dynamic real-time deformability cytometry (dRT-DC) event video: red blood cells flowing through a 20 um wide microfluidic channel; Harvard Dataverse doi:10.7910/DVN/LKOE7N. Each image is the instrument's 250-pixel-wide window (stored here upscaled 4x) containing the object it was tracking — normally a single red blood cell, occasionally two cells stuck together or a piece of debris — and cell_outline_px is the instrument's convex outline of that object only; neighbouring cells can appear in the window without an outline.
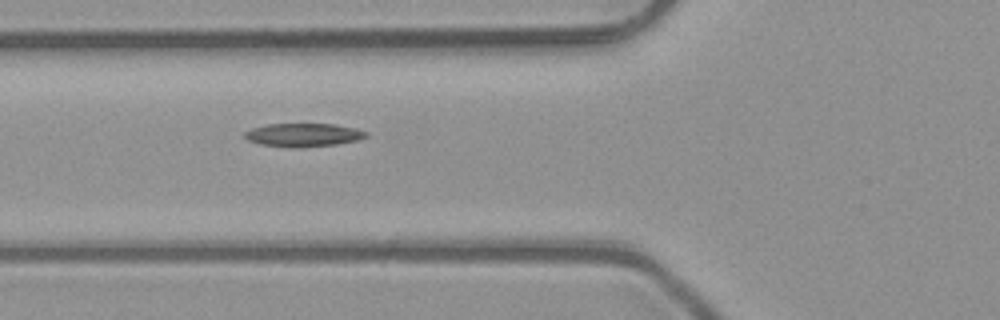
{"species": "common noctule bat (a hibernating species)", "species_latin": "Nyctalus noctula", "temperature_condition": "room temperature", "stored_images_in_passage": 3, "camera_frame_rate_fps": 3000, "um_per_image_px": 0.085, "animal": {"sex": "male", "body_mass_g": 23.1, "forearm_length_mm": 52.7}, "frame": {"image": 1, "passage_image": 3, "time_ms": 0.667, "image_size_px": [1000, 320], "cell_outline_px": [[368, 136], [360, 140], [336, 144], [304, 148], [288, 148], [260, 144], [248, 140], [244, 136], [244, 132], [252, 128], [268, 124], [336, 124], [356, 128], [368, 132]], "centroid_in_image_um": [25.82, 11.48], "position_along_channel_um": 100.0, "area_um2": 16.82}}